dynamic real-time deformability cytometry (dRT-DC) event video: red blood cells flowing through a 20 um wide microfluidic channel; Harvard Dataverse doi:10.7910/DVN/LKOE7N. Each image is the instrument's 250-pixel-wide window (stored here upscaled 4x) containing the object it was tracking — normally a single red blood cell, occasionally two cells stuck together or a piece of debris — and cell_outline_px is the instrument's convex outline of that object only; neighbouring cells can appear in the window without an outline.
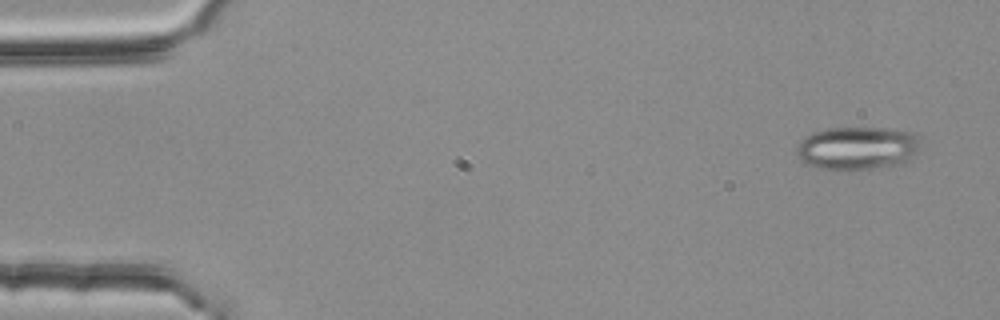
{"species": "common noctule bat (a hibernating species)", "species_latin": "Nyctalus noctula", "temperature_condition": "room temperature", "stored_images_in_passage": 54, "camera_frame_rate_fps": 3000, "um_per_image_px": 0.085, "animal": {"sex": "female", "body_mass_g": 25.1}, "frame": {"image": 1, "passage_image": 3, "time_ms": 0.667, "image_size_px": [1000, 320], "cell_outline_px": [[924, 140], [916, 152], [904, 164], [872, 168], [816, 168], [800, 160], [796, 152], [796, 144], [800, 140], [812, 132], [828, 128], [888, 128], [916, 132]], "centroid_in_image_um": [72.93, 12.55], "position_along_channel_um": 12.1, "area_um2": 31.39}}
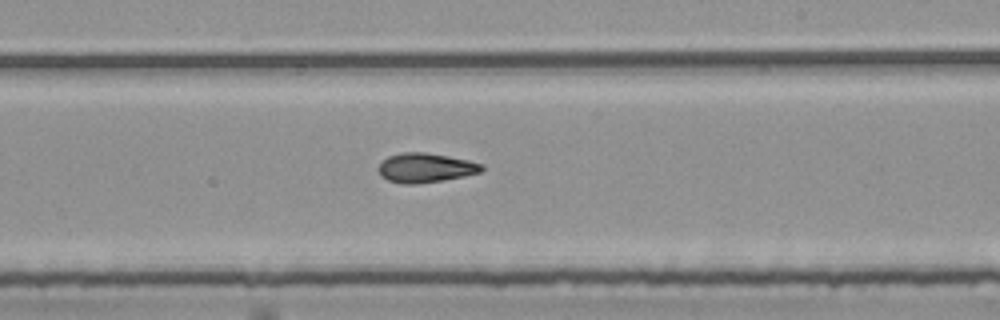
{"frame": {"image": 2, "passage_image": 32, "time_ms": 10.333, "image_size_px": [1000, 320], "cell_outline_px": [[484, 168], [480, 172], [464, 176], [444, 180], [416, 184], [400, 184], [388, 180], [380, 176], [376, 168], [388, 156], [404, 152], [424, 152], [448, 156], [468, 160], [484, 164]], "centroid_in_image_um": [36.15, 14.27], "position_along_channel_um": 252.9, "area_um2": 17.8}}
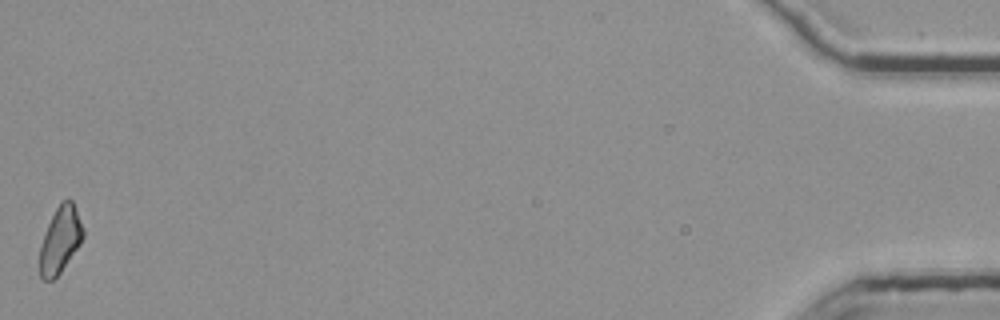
{"frame": {"image": 3, "passage_image": 54, "time_ms": 17.667, "image_size_px": [1000, 320], "cell_outline_px": [[84, 236], [80, 244], [60, 272], [52, 280], [44, 280], [40, 276], [40, 244], [44, 232], [60, 200], [68, 196], [72, 200], [76, 208], [84, 228]], "centroid_in_image_um": [5.13, 20.32], "position_along_channel_um": 430.1, "area_um2": 16.88}}